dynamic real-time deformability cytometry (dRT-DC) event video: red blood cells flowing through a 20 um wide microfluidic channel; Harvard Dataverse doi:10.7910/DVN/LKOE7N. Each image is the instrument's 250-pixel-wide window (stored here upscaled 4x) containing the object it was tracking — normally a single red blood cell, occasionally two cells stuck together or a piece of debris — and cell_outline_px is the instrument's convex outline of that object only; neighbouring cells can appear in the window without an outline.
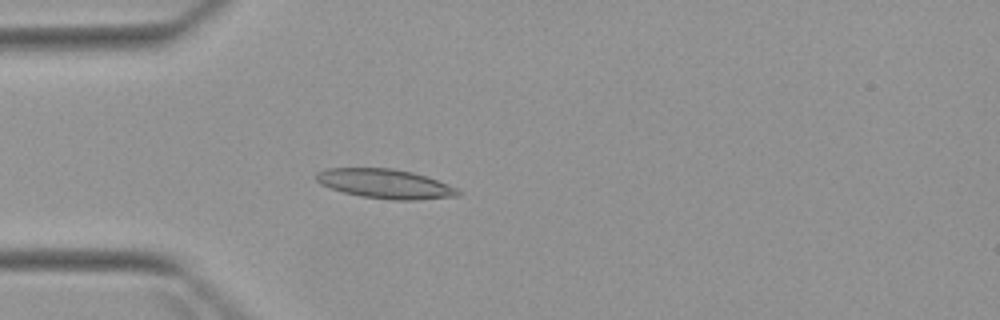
{"species": "Egyptian fruit bat (a non-hibernating species)", "species_latin": "Rousettus aegyptiacus", "temperature_condition": "warm", "stored_images_in_passage": 4, "camera_frame_rate_fps": 3000, "um_per_image_px": 0.085, "animal": {"sex": "female"}, "frame": {"image": 1, "passage_image": 4, "time_ms": 3.667, "image_size_px": [1000, 320], "cell_outline_px": [[460, 196], [416, 200], [392, 200], [360, 196], [344, 192], [320, 184], [316, 180], [316, 172], [324, 168], [392, 168], [412, 172], [448, 184], [456, 188], [460, 192]], "centroid_in_image_um": [32.72, 15.62], "position_along_channel_um": 52.3, "area_um2": 24.22}}